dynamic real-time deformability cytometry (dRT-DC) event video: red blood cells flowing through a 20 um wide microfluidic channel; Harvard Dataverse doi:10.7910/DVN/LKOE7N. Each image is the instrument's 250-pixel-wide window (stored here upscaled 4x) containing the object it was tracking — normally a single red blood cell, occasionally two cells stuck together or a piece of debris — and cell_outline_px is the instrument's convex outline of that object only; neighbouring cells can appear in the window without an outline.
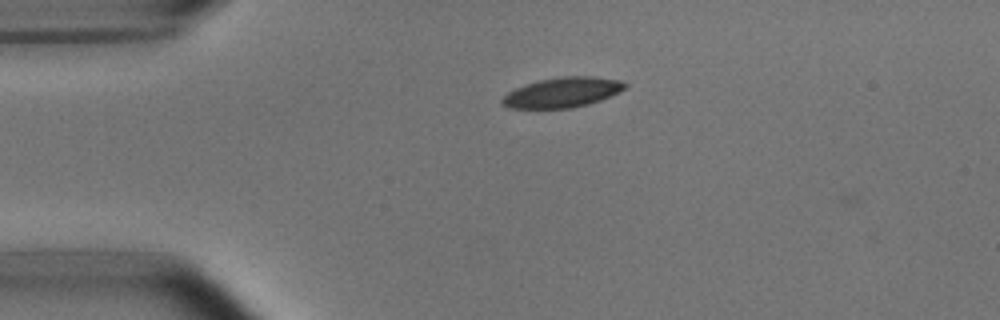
{"species": "common noctule bat (a hibernating species)", "species_latin": "Nyctalus noctula", "temperature_condition": "room temperature", "stored_images_in_passage": 6, "camera_frame_rate_fps": 3000, "um_per_image_px": 0.085, "animal": {"sex": "male", "body_mass_g": 15.6}, "frame": {"image": 1, "passage_image": 2, "time_ms": 0.333, "image_size_px": [1000, 320], "cell_outline_px": [[628, 84], [624, 88], [600, 100], [588, 104], [572, 108], [508, 108], [500, 104], [500, 100], [508, 92], [524, 84], [540, 80], [560, 76], [592, 76], [620, 80]], "centroid_in_image_um": [47.75, 7.85], "position_along_channel_um": 37.3, "area_um2": 21.39}}